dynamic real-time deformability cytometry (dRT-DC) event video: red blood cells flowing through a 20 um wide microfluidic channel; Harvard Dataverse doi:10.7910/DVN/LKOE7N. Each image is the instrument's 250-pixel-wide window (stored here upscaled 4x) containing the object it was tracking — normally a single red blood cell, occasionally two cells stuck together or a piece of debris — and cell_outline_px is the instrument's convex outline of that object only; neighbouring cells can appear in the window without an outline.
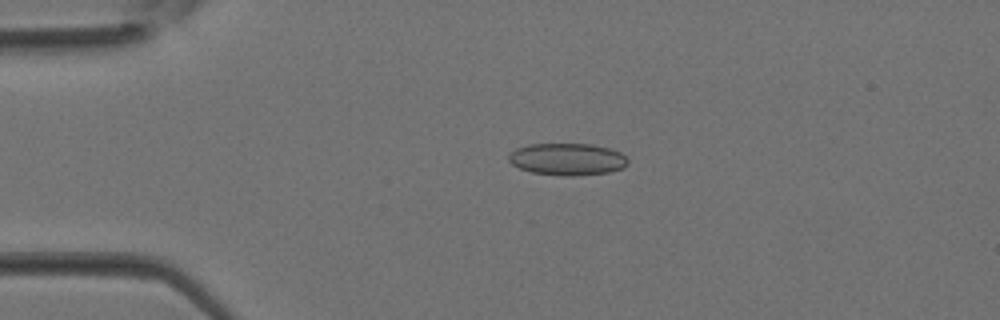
{"species": "Egyptian fruit bat (a non-hibernating species)", "species_latin": "Rousettus aegyptiacus", "temperature_condition": "room temperature", "stored_images_in_passage": 33, "camera_frame_rate_fps": 3000, "um_per_image_px": 0.085, "animal": {"sex": "female"}, "frame": {"image": 1, "passage_image": 5, "time_ms": 1.333, "image_size_px": [1000, 320], "cell_outline_px": [[628, 164], [624, 168], [608, 172], [572, 176], [568, 176], [532, 172], [520, 168], [512, 164], [508, 160], [508, 156], [516, 148], [528, 144], [592, 144], [608, 148], [620, 152], [628, 160]], "centroid_in_image_um": [48.23, 13.53], "position_along_channel_um": 36.8, "area_um2": 22.14}}
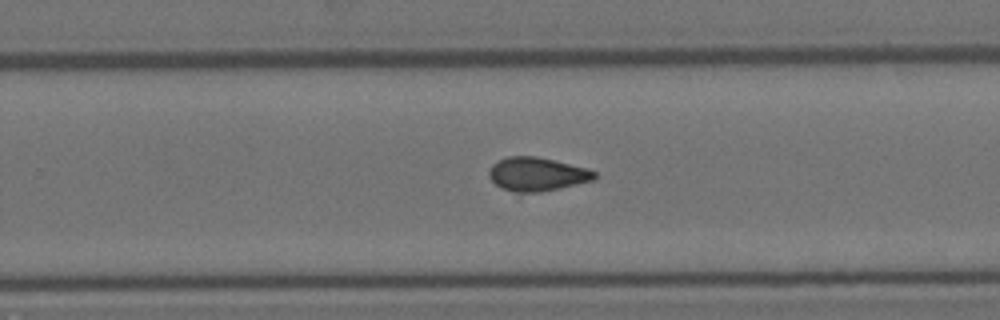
{"frame": {"image": 2, "passage_image": 20, "time_ms": 6.333, "image_size_px": [1000, 320], "cell_outline_px": [[596, 180], [560, 188], [540, 192], [512, 192], [500, 188], [488, 176], [488, 172], [492, 164], [508, 156], [536, 156], [584, 168], [596, 172]], "centroid_in_image_um": [45.62, 14.82], "position_along_channel_um": 284.2, "area_um2": 20.58}}
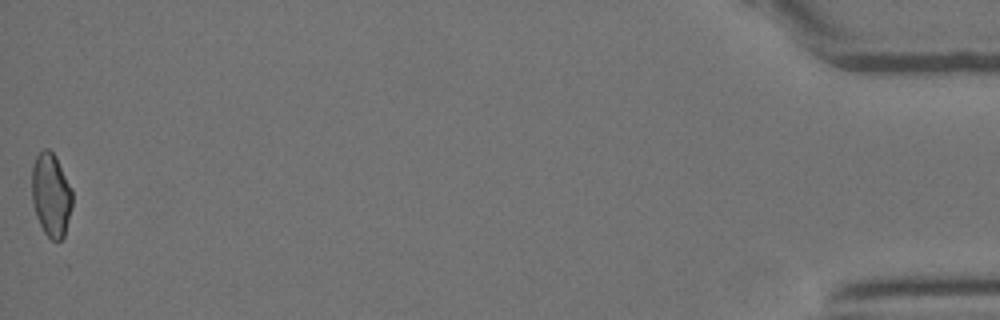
{"frame": {"image": 3, "passage_image": 33, "time_ms": 10.667, "image_size_px": [1000, 320], "cell_outline_px": [[72, 204], [64, 236], [60, 240], [52, 240], [44, 232], [36, 216], [32, 200], [32, 164], [36, 156], [44, 148], [48, 148], [56, 156], [72, 188]], "centroid_in_image_um": [4.33, 16.53], "position_along_channel_um": 430.9, "area_um2": 19.71}}